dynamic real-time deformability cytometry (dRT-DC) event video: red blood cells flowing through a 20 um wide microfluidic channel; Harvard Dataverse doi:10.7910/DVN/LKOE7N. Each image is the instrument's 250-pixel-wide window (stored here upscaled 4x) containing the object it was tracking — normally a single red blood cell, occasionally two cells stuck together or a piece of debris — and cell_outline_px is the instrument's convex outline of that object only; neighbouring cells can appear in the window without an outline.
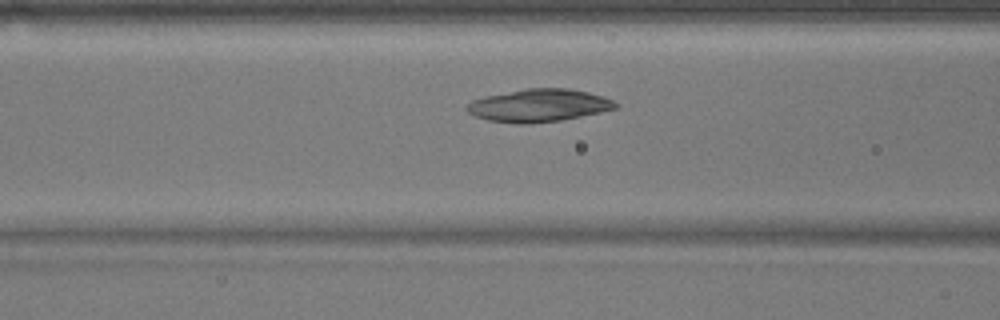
{"species": "common noctule bat (a hibernating species)", "species_latin": "Nyctalus noctula", "temperature_condition": "warm", "stored_images_in_passage": 47, "camera_frame_rate_fps": 3000, "um_per_image_px": 0.085, "animal": {"sex": "male", "body_mass_g": 17.9}, "frame": {"image": 1, "passage_image": 15, "time_ms": 4.667, "image_size_px": [1000, 320], "cell_outline_px": [[620, 108], [560, 120], [524, 124], [520, 124], [488, 120], [476, 116], [468, 112], [464, 108], [472, 100], [484, 96], [524, 88], [568, 88], [588, 92], [604, 96], [620, 104]], "centroid_in_image_um": [45.81, 8.95], "position_along_channel_um": 120.8, "area_um2": 28.44}}
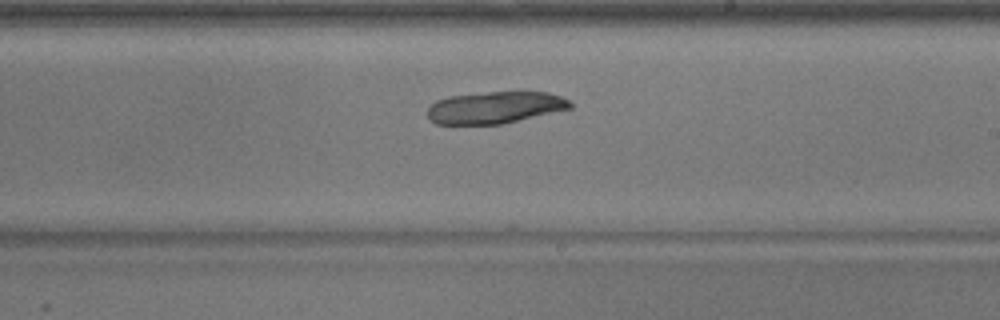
{"frame": {"image": 2, "passage_image": 25, "time_ms": 8.0, "image_size_px": [1000, 320], "cell_outline_px": [[572, 108], [504, 124], [436, 124], [428, 116], [428, 108], [436, 100], [448, 96], [488, 92], [548, 92], [560, 96], [568, 100], [572, 104]], "centroid_in_image_um": [42.08, 9.14], "position_along_channel_um": 246.9, "area_um2": 26.53}}
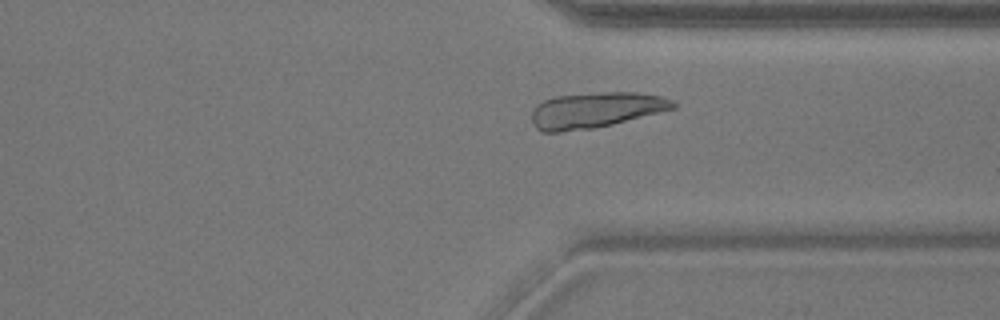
{"frame": {"image": 3, "passage_image": 34, "time_ms": 11.0, "image_size_px": [1000, 320], "cell_outline_px": [[676, 108], [612, 124], [592, 128], [560, 132], [544, 132], [536, 128], [532, 124], [532, 112], [536, 104], [544, 100], [556, 96], [604, 92], [640, 92], [660, 96], [672, 100], [676, 104]], "centroid_in_image_um": [50.61, 9.35], "position_along_channel_um": 360.8, "area_um2": 29.25}}